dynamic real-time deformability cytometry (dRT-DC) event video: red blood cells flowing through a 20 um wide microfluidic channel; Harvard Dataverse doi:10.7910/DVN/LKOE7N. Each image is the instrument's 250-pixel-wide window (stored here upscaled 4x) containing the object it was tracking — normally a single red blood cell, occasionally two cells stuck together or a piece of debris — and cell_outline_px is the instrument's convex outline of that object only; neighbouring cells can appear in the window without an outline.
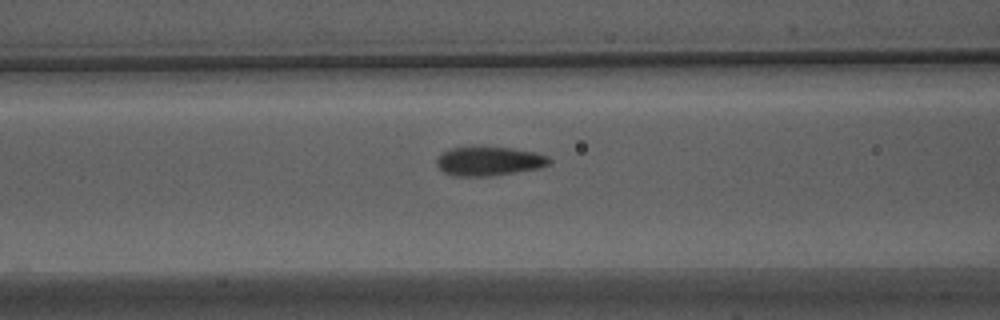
{"species": "Egyptian fruit bat (a non-hibernating species)", "species_latin": "Rousettus aegyptiacus", "temperature_condition": "warm", "stored_images_in_passage": 36, "camera_frame_rate_fps": 3000, "um_per_image_px": 0.085, "animal": {"sex": "male"}, "frame": {"image": 1, "passage_image": 10, "time_ms": 3.0, "image_size_px": [1000, 320], "cell_outline_px": [[552, 160], [548, 164], [540, 168], [488, 176], [456, 176], [444, 172], [436, 164], [436, 160], [448, 148], [480, 144], [512, 148], [536, 152], [548, 156]], "centroid_in_image_um": [41.56, 13.65], "position_along_channel_um": 125.0, "area_um2": 19.59}}
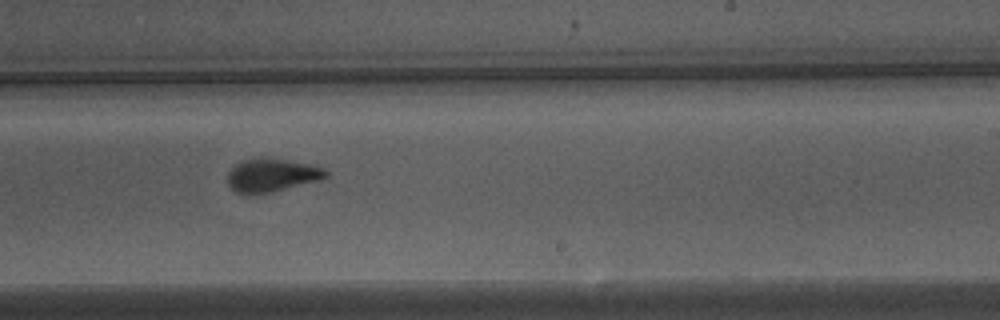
{"frame": {"image": 2, "passage_image": 21, "time_ms": 6.667, "image_size_px": [1000, 320], "cell_outline_px": [[328, 176], [320, 180], [268, 192], [248, 196], [236, 192], [228, 184], [228, 172], [240, 160], [252, 156], [268, 156], [312, 164], [324, 168], [328, 172]], "centroid_in_image_um": [23.07, 14.85], "position_along_channel_um": 265.9, "area_um2": 19.59}}
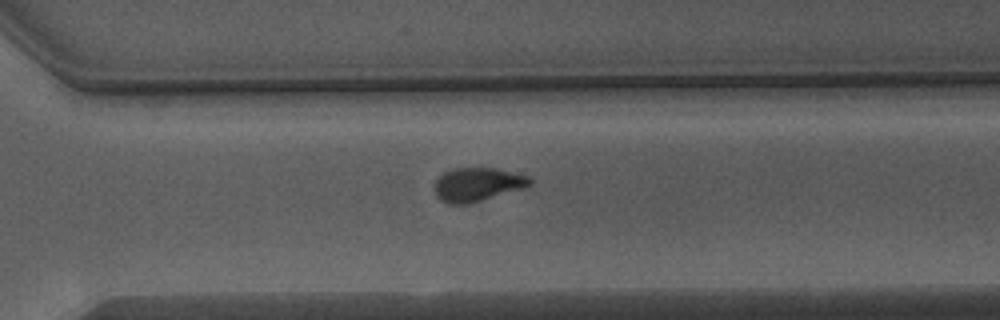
{"frame": {"image": 3, "passage_image": 26, "time_ms": 8.333, "image_size_px": [1000, 320], "cell_outline_px": [[532, 184], [520, 188], [468, 204], [448, 204], [440, 200], [436, 196], [432, 188], [432, 184], [444, 172], [452, 168], [496, 168], [528, 176], [532, 180]], "centroid_in_image_um": [40.49, 15.67], "position_along_channel_um": 330.1, "area_um2": 18.61}, "authors_computed_cell_mechanics": {"area_um2": 19.4497, "velocity_mm_per_s": 3.8551, "shape_relaxation_time_tau1_ms": 3.9793, "shape_relaxation_time_tau2_ms": 0.8782, "deformation_change_tau1": 0.1332, "deformation_change_tau2": 0.0678}}